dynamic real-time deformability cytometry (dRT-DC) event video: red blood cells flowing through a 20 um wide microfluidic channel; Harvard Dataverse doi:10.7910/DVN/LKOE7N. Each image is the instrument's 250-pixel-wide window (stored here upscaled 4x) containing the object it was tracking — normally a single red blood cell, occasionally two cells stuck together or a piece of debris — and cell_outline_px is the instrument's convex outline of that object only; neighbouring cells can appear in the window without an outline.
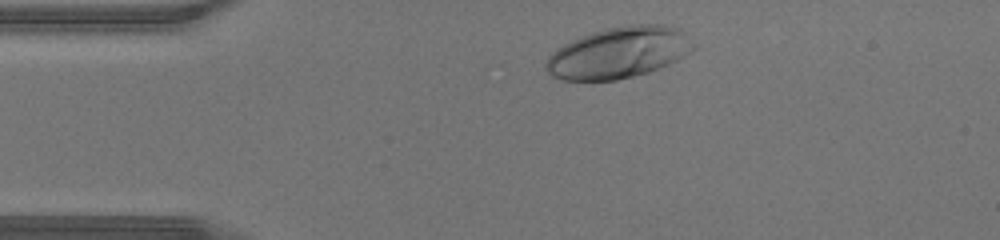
{"species": "human", "species_latin": "Homo sapiens", "temperature_condition": "warm", "stored_images_in_passage": 31, "camera_frame_rate_fps": 3000, "um_per_image_px": 0.085, "donor": {"sex": "male"}, "frame": {"image": 1, "passage_image": 3, "time_ms": 0.667, "image_size_px": [1000, 240], "cell_outline_px": [[696, 48], [676, 60], [660, 68], [648, 72], [616, 80], [564, 80], [552, 76], [544, 68], [544, 64], [548, 56], [552, 52], [564, 44], [580, 36], [592, 32], [608, 28], [628, 24], [668, 24], [680, 28], [696, 44]], "centroid_in_image_um": [52.61, 4.46], "position_along_channel_um": 32.4, "area_um2": 44.22}}
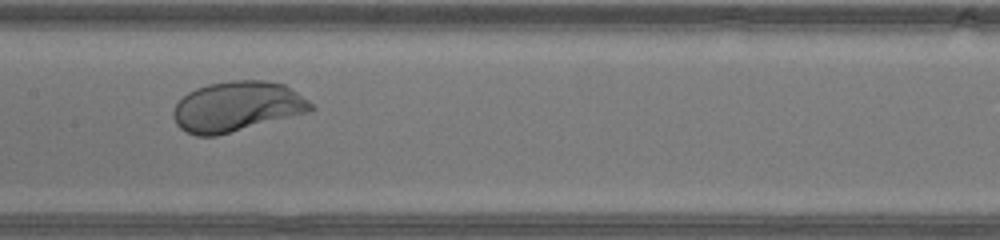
{"frame": {"image": 2, "passage_image": 16, "time_ms": 5.0, "image_size_px": [1000, 240], "cell_outline_px": [[316, 108], [312, 112], [216, 136], [196, 136], [180, 128], [176, 124], [172, 116], [172, 112], [176, 104], [188, 92], [196, 88], [208, 84], [232, 80], [264, 80], [284, 84], [308, 100]], "centroid_in_image_um": [20.16, 9.06], "position_along_channel_um": 187.2, "area_um2": 40.4}}
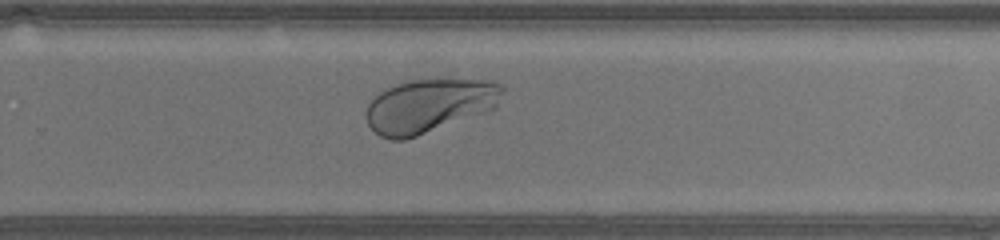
{"frame": {"image": 3, "passage_image": 23, "time_ms": 7.333, "image_size_px": [1000, 240], "cell_outline_px": [[504, 88], [496, 108], [416, 136], [404, 140], [392, 140], [380, 136], [368, 124], [364, 116], [364, 112], [368, 104], [380, 92], [388, 88], [412, 80], [496, 80]], "centroid_in_image_um": [36.48, 8.99], "position_along_channel_um": 293.3, "area_um2": 42.19}}